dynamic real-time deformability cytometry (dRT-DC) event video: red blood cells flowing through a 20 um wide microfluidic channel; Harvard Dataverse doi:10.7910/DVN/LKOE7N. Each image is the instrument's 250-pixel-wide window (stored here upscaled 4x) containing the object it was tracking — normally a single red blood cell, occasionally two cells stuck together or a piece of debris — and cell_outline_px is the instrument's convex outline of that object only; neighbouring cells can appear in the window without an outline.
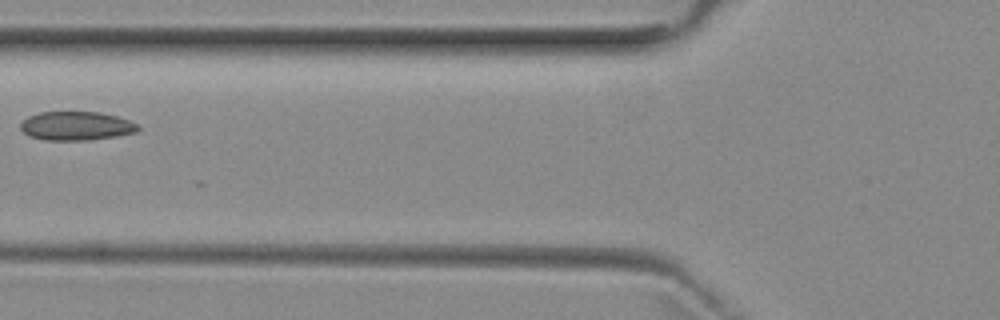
{"species": "common noctule bat (a hibernating species)", "species_latin": "Nyctalus noctula", "temperature_condition": "room temperature", "stored_images_in_passage": 7, "camera_frame_rate_fps": 3000, "um_per_image_px": 0.085, "animal": {"sex": "female", "body_mass_g": 29.2, "forearm_length_mm": 56.3}, "frame": {"image": 1, "passage_image": 6, "time_ms": 6.667, "image_size_px": [1000, 320], "cell_outline_px": [[140, 128], [136, 132], [116, 136], [88, 140], [44, 140], [28, 136], [20, 128], [20, 124], [28, 116], [40, 112], [100, 112], [116, 116], [128, 120], [136, 124]], "centroid_in_image_um": [6.45, 10.7], "position_along_channel_um": 119.3, "area_um2": 19.65}}